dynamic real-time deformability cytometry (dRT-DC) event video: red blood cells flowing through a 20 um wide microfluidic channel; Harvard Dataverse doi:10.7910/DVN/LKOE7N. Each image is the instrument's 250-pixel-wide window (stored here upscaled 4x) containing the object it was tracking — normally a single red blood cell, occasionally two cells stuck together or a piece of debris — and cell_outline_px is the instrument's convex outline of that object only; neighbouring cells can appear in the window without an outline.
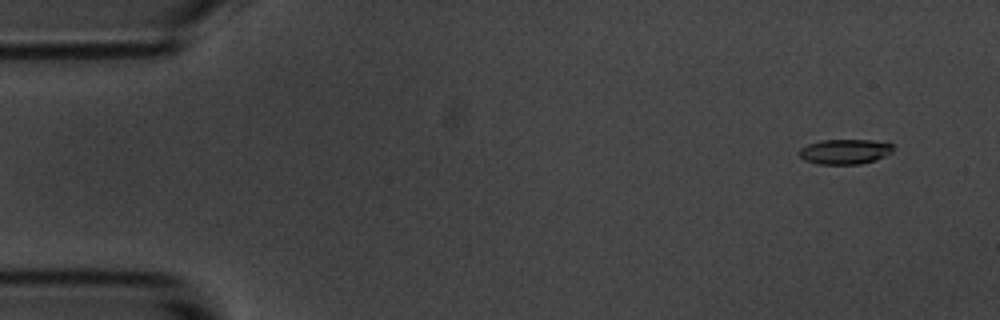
{"species": "common noctule bat (a hibernating species)", "species_latin": "Nyctalus noctula", "temperature_condition": "room temperature", "stored_images_in_passage": 5, "camera_frame_rate_fps": 3000, "um_per_image_px": 0.085, "animal": {"sex": "male", "body_mass_g": 20.1, "forearm_length_mm": 53.5}, "frame": {"image": 1, "passage_image": 2, "time_ms": 1.0, "image_size_px": [1000, 320], "cell_outline_px": [[892, 152], [876, 160], [860, 164], [820, 164], [804, 160], [800, 156], [800, 148], [808, 144], [820, 140], [872, 140], [892, 144]], "centroid_in_image_um": [71.81, 12.89], "position_along_channel_um": 13.2, "area_um2": 13.58}}
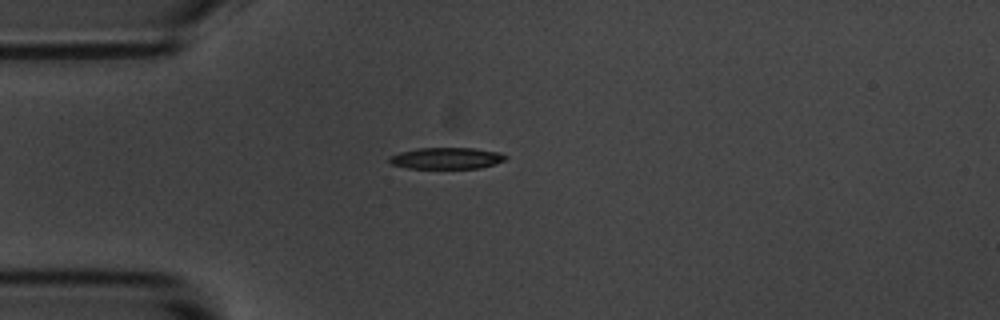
{"frame": {"image": 2, "passage_image": 5, "time_ms": 4.667, "image_size_px": [1000, 320], "cell_outline_px": [[508, 156], [504, 160], [496, 164], [480, 168], [408, 168], [392, 164], [388, 160], [388, 156], [400, 152], [416, 148], [476, 148], [500, 152]], "centroid_in_image_um": [37.97, 13.44], "position_along_channel_um": 47.0, "area_um2": 14.62}}